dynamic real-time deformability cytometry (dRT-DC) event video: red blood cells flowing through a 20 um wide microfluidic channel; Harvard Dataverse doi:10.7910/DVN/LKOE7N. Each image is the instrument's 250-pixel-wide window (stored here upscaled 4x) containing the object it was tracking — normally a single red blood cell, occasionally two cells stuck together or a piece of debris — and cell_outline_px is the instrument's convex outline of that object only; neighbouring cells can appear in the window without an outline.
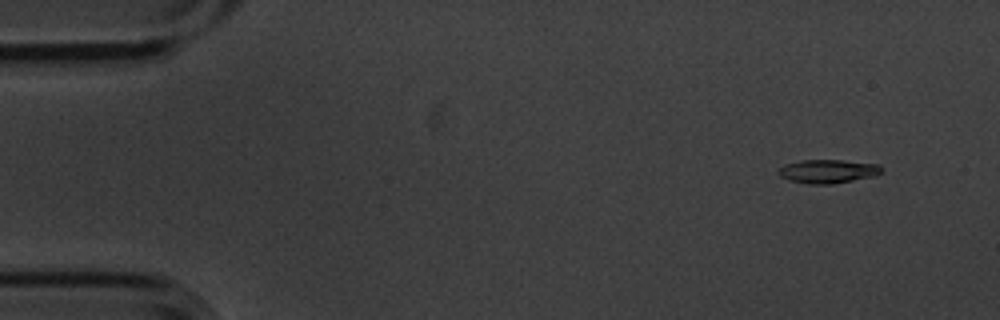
{"species": "common noctule bat (a hibernating species)", "species_latin": "Nyctalus noctula", "temperature_condition": "cold", "stored_images_in_passage": 4, "camera_frame_rate_fps": 3000, "um_per_image_px": 0.085, "animal": {"sex": "male", "body_mass_g": 20.1, "forearm_length_mm": 53.5}, "frame": {"image": 1, "passage_image": 2, "time_ms": 0.333, "image_size_px": [1000, 320], "cell_outline_px": [[880, 172], [876, 176], [832, 184], [808, 184], [788, 180], [780, 176], [776, 172], [784, 164], [800, 160], [844, 160], [876, 164], [880, 168]], "centroid_in_image_um": [70.31, 14.56], "position_along_channel_um": 14.7, "area_um2": 14.22}}